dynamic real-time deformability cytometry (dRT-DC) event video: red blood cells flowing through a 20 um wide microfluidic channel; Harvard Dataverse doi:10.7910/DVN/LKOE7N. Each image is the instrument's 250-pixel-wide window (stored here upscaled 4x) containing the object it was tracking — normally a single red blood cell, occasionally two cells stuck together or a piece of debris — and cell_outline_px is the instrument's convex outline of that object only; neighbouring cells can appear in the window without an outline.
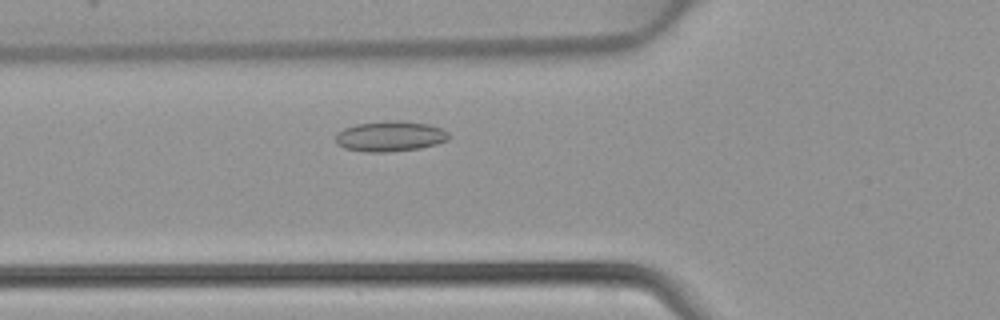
{"species": "common noctule bat (a hibernating species)", "species_latin": "Nyctalus noctula", "temperature_condition": "warm", "stored_images_in_passage": 40, "camera_frame_rate_fps": 3000, "um_per_image_px": 0.085, "animal": {"sex": "female", "body_mass_g": 22.7, "forearm_length_mm": 54.2}, "frame": {"image": 1, "passage_image": 10, "time_ms": 3.0, "image_size_px": [1000, 320], "cell_outline_px": [[452, 136], [448, 140], [436, 144], [420, 148], [388, 152], [368, 152], [344, 148], [336, 144], [336, 132], [344, 128], [356, 124], [384, 120], [400, 120], [428, 124], [444, 128]], "centroid_in_image_um": [33.18, 11.57], "position_along_channel_um": 92.6, "area_um2": 20.4}}
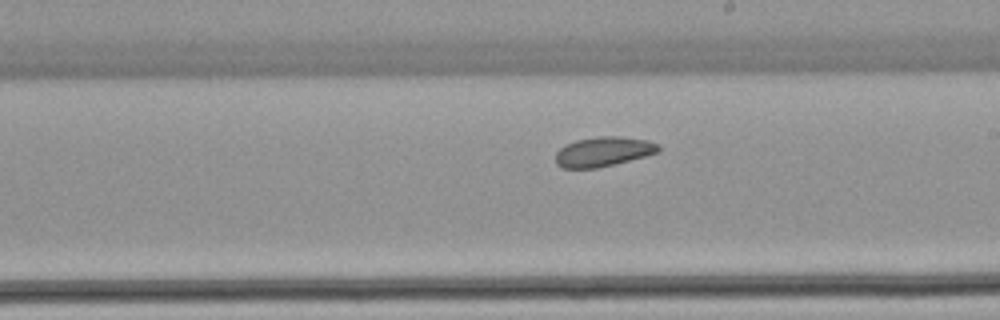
{"frame": {"image": 2, "passage_image": 20, "time_ms": 6.333, "image_size_px": [1000, 320], "cell_outline_px": [[660, 152], [616, 164], [596, 168], [564, 168], [556, 164], [556, 152], [564, 144], [576, 140], [596, 136], [620, 136], [648, 140], [660, 144]], "centroid_in_image_um": [51.3, 12.88], "position_along_channel_um": 237.7, "area_um2": 18.03}}
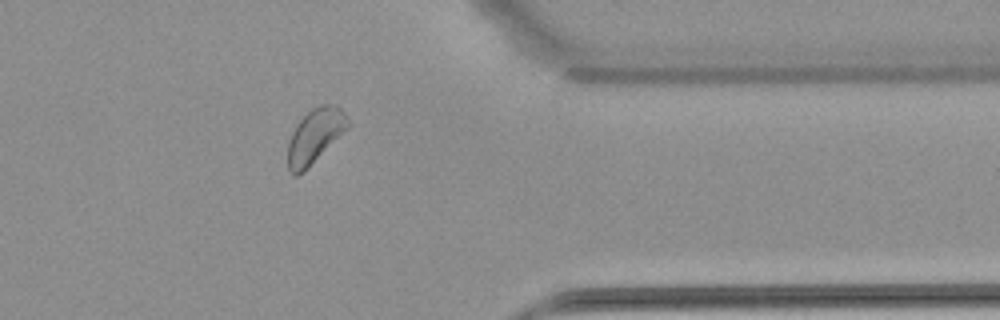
{"frame": {"image": 3, "passage_image": 31, "time_ms": 10.0, "image_size_px": [1000, 320], "cell_outline_px": [[348, 128], [304, 172], [296, 176], [292, 176], [288, 172], [288, 144], [292, 132], [296, 124], [312, 108], [320, 104], [336, 104], [348, 116]], "centroid_in_image_um": [26.76, 11.57], "position_along_channel_um": 384.6, "area_um2": 19.07}}